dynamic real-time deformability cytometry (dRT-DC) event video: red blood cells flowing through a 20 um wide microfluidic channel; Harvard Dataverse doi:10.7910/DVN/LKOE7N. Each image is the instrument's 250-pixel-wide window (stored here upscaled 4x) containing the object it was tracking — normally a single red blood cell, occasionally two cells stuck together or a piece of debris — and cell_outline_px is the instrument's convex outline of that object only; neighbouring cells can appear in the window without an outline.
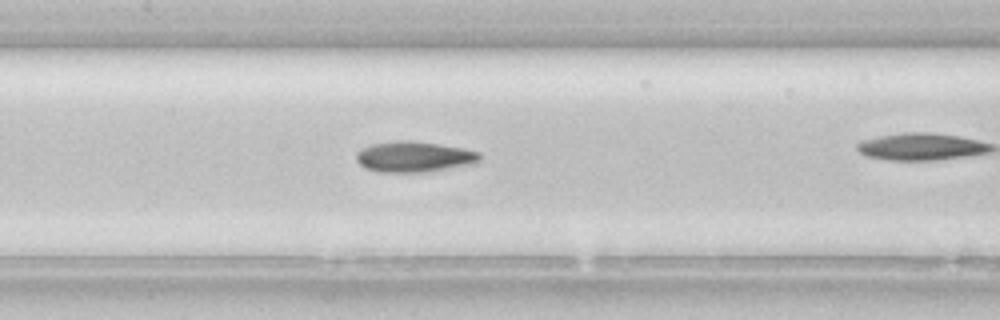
{"species": "common noctule bat (a hibernating species)", "species_latin": "Nyctalus noctula", "temperature_condition": "room temperature", "stored_images_in_passage": 37, "camera_frame_rate_fps": 3000, "um_per_image_px": 0.085, "animal": {"sex": "female", "body_mass_g": 22.7, "forearm_length_mm": 54.2}, "frame": {"image": 1, "passage_image": 22, "time_ms": 7.0, "image_size_px": [1000, 320], "cell_outline_px": [[480, 160], [476, 164], [424, 172], [380, 172], [364, 168], [356, 160], [356, 152], [372, 144], [404, 140], [408, 140], [464, 148], [480, 152]], "centroid_in_image_um": [35.22, 13.34], "position_along_channel_um": 172.2, "area_um2": 22.02}}